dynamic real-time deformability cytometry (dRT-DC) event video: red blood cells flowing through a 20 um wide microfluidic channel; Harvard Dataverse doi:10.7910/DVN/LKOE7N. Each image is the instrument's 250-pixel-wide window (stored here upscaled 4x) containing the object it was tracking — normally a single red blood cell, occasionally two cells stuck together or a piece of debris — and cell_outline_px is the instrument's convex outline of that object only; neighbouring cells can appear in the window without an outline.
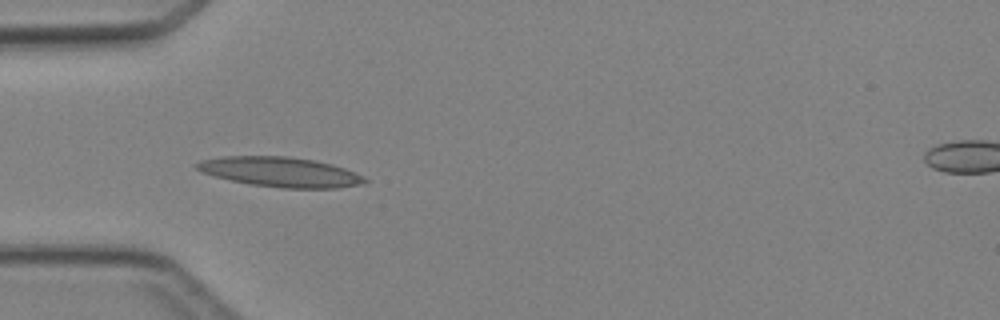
{"species": "Egyptian fruit bat (a non-hibernating species)", "species_latin": "Rousettus aegyptiacus", "temperature_condition": "cold", "stored_images_in_passage": 6, "camera_frame_rate_fps": 3000, "um_per_image_px": 0.085, "animal": {"sex": "female"}, "frame": {"image": 1, "passage_image": 5, "time_ms": 4.667, "image_size_px": [1000, 320], "cell_outline_px": [[368, 180], [364, 184], [336, 188], [280, 188], [248, 184], [200, 172], [196, 168], [196, 164], [200, 160], [220, 156], [288, 156], [316, 160], [332, 164], [344, 168], [364, 176]], "centroid_in_image_um": [23.84, 14.61], "position_along_channel_um": 61.2, "area_um2": 29.36}}
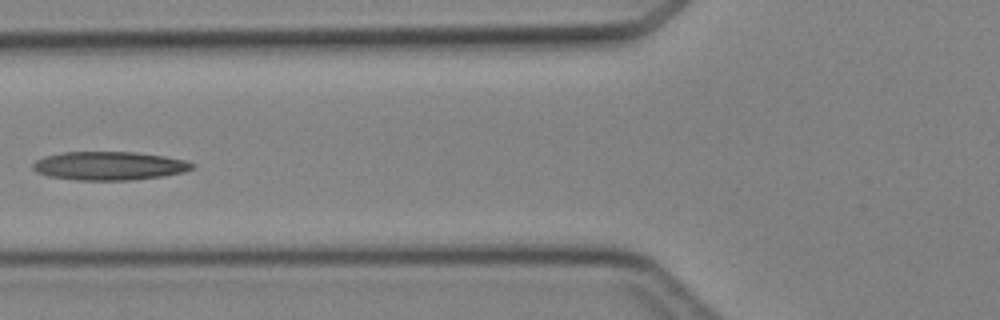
{"frame": {"image": 2, "passage_image": 6, "time_ms": 6.0, "image_size_px": [1000, 320], "cell_outline_px": [[196, 164], [192, 168], [184, 172], [164, 176], [132, 180], [76, 180], [48, 176], [36, 172], [32, 168], [32, 164], [36, 160], [44, 156], [64, 152], [136, 152], [164, 156], [184, 160]], "centroid_in_image_um": [9.27, 14.1], "position_along_channel_um": 116.5, "area_um2": 26.59}}